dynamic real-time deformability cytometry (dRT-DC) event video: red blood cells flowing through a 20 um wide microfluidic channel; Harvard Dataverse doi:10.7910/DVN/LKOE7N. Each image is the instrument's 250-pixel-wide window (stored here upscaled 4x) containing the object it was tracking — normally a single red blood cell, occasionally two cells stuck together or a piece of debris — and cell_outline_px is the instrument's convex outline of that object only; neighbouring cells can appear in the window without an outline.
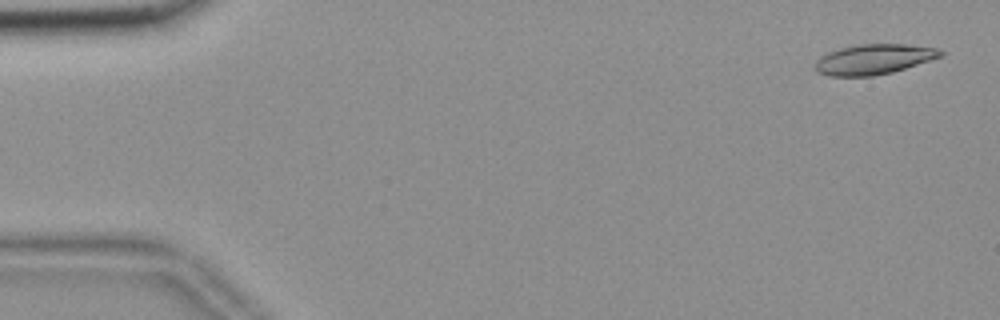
{"species": "common noctule bat (a hibernating species)", "species_latin": "Nyctalus noctula", "temperature_condition": "room temperature", "stored_images_in_passage": 55, "camera_frame_rate_fps": 3000, "um_per_image_px": 0.085, "animal": {"sex": "female", "body_mass_g": 18.4}, "frame": {"image": 1, "passage_image": 2, "time_ms": 0.333, "image_size_px": [1000, 320], "cell_outline_px": [[944, 56], [892, 72], [872, 76], [828, 76], [816, 72], [816, 60], [820, 56], [828, 52], [840, 48], [856, 44], [904, 44], [936, 48], [944, 52]], "centroid_in_image_um": [74.26, 5.04], "position_along_channel_um": 10.7, "area_um2": 22.08}}
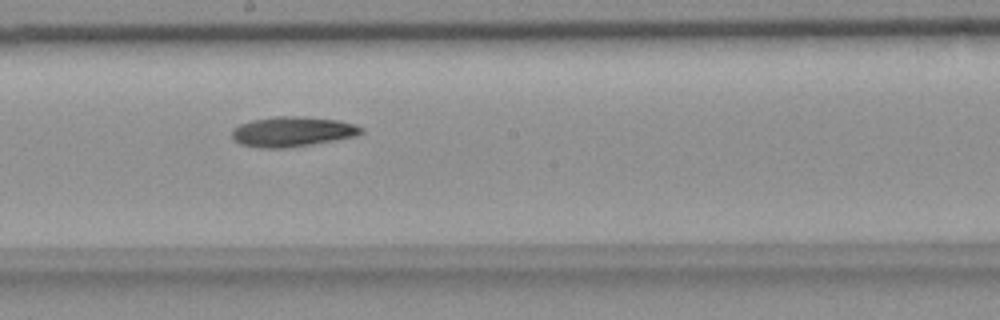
{"frame": {"image": 2, "passage_image": 30, "time_ms": 9.667, "image_size_px": [1000, 320], "cell_outline_px": [[364, 132], [356, 136], [284, 148], [256, 148], [240, 144], [232, 136], [232, 128], [240, 124], [252, 120], [276, 116], [304, 116], [340, 120], [356, 124], [364, 128]], "centroid_in_image_um": [24.86, 11.17], "position_along_channel_um": 223.3, "area_um2": 22.66}}
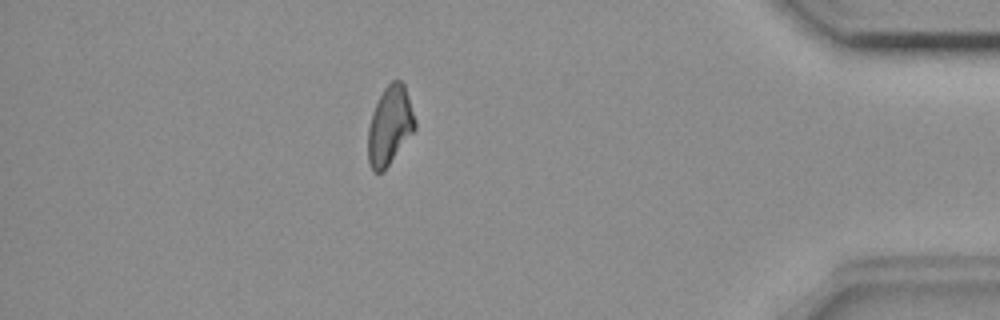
{"frame": {"image": 3, "passage_image": 48, "time_ms": 15.667, "image_size_px": [1000, 320], "cell_outline_px": [[416, 128], [384, 172], [372, 172], [368, 160], [368, 128], [372, 112], [384, 88], [392, 80], [400, 80], [404, 84], [416, 120]], "centroid_in_image_um": [33.13, 10.7], "position_along_channel_um": 402.1, "area_um2": 21.56}}